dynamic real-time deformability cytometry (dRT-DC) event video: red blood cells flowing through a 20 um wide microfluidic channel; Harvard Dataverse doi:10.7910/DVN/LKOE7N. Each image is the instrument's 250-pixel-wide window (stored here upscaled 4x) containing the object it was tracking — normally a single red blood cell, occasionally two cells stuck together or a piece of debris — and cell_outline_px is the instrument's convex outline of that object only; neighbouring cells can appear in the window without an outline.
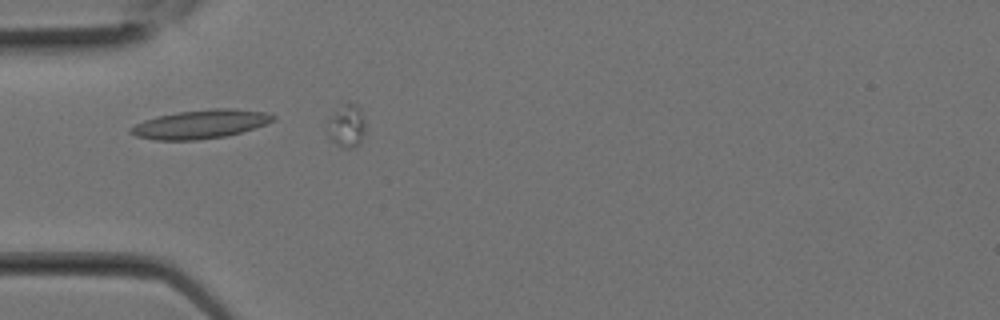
{"species": "Egyptian fruit bat (a non-hibernating species)", "species_latin": "Rousettus aegyptiacus", "temperature_condition": "room temperature", "stored_images_in_passage": 7, "camera_frame_rate_fps": 3000, "um_per_image_px": 0.085, "animal": {"sex": "female"}, "frame": {"image": 1, "passage_image": 5, "time_ms": 1.333, "image_size_px": [1000, 320], "cell_outline_px": [[276, 116], [272, 120], [264, 124], [228, 136], [196, 140], [152, 140], [136, 136], [128, 132], [128, 128], [144, 120], [160, 116], [180, 112], [212, 108], [232, 108], [264, 112]], "centroid_in_image_um": [16.99, 10.56], "position_along_channel_um": 68.0, "area_um2": 23.58}}